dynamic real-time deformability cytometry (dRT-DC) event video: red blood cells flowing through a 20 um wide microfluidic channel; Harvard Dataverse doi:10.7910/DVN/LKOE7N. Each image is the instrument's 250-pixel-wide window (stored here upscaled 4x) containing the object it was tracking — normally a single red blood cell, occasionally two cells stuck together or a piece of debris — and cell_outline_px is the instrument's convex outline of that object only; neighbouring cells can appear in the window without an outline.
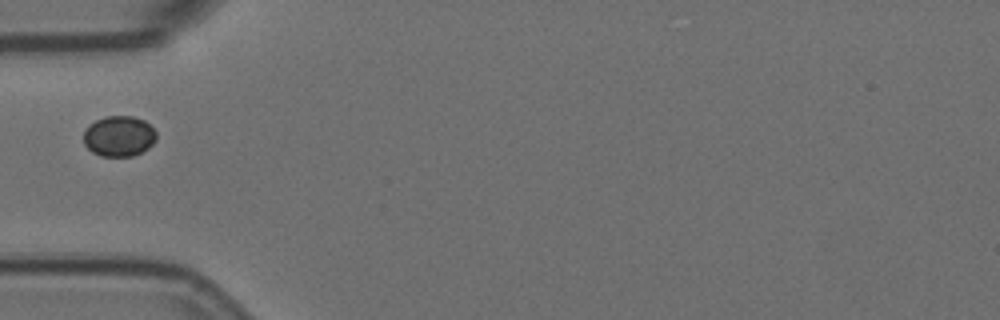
{"species": "Egyptian fruit bat (a non-hibernating species)", "species_latin": "Rousettus aegyptiacus", "temperature_condition": "room temperature", "stored_images_in_passage": 23, "camera_frame_rate_fps": 3000, "um_per_image_px": 0.085, "animal": {"sex": "female"}, "frame": {"image": 1, "passage_image": 1, "time_ms": 0.0, "image_size_px": [1000, 320], "cell_outline_px": [[156, 140], [148, 148], [132, 156], [100, 156], [92, 152], [84, 144], [84, 132], [88, 124], [104, 116], [132, 116], [144, 120], [156, 132]], "centroid_in_image_um": [10.1, 11.57], "position_along_channel_um": 74.9, "area_um2": 17.22}}
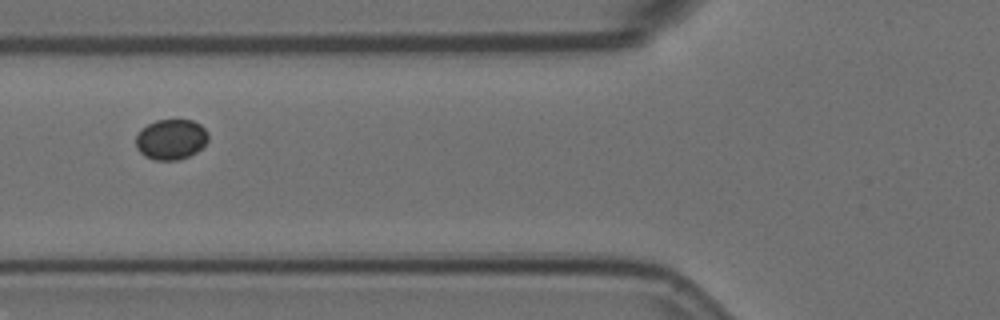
{"frame": {"image": 2, "passage_image": 4, "time_ms": 1.0, "image_size_px": [1000, 320], "cell_outline_px": [[208, 140], [196, 152], [188, 156], [176, 160], [156, 160], [144, 156], [136, 148], [136, 136], [140, 128], [156, 120], [192, 120], [200, 124], [208, 132]], "centroid_in_image_um": [14.51, 11.84], "position_along_channel_um": 111.3, "area_um2": 17.05}}